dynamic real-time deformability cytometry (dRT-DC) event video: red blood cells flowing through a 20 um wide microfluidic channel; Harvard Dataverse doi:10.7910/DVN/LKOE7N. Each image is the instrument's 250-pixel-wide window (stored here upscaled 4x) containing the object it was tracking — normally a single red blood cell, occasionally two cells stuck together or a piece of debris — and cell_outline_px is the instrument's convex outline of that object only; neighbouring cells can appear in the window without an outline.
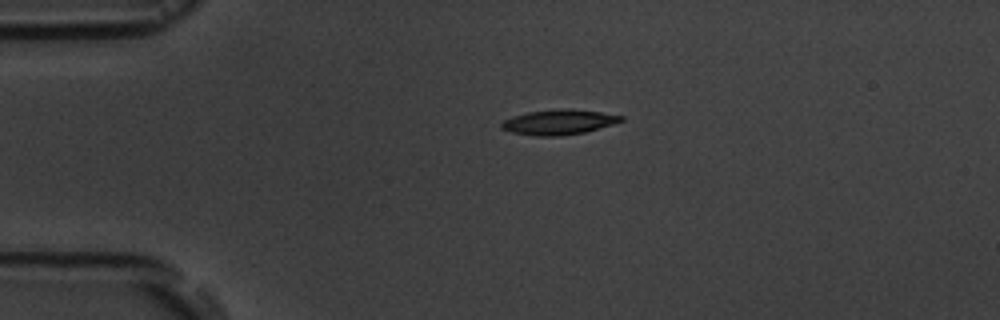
{"species": "common noctule bat (a hibernating species)", "species_latin": "Nyctalus noctula", "temperature_condition": "room temperature", "stored_images_in_passage": 5, "camera_frame_rate_fps": 3000, "um_per_image_px": 0.085, "animal": {"sex": "male", "body_mass_g": 19.5, "forearm_length_mm": 54.6}, "frame": {"image": 1, "passage_image": 3, "time_ms": 2.333, "image_size_px": [1000, 320], "cell_outline_px": [[624, 120], [612, 124], [584, 132], [560, 136], [536, 136], [512, 132], [500, 128], [500, 124], [504, 120], [512, 116], [528, 112], [564, 108], [568, 108], [600, 112], [624, 116]], "centroid_in_image_um": [47.47, 10.37], "position_along_channel_um": 37.5, "area_um2": 17.34}}
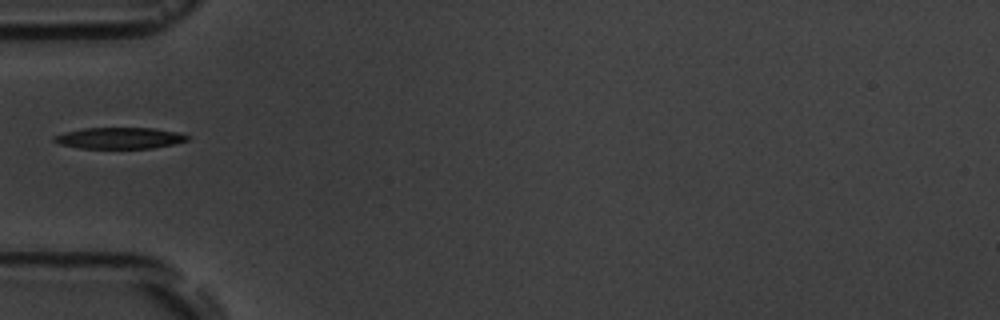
{"frame": {"image": 2, "passage_image": 5, "time_ms": 4.333, "image_size_px": [1000, 320], "cell_outline_px": [[192, 136], [188, 140], [172, 144], [152, 148], [80, 148], [60, 144], [52, 140], [52, 136], [64, 132], [84, 128], [156, 128], [176, 132]], "centroid_in_image_um": [10.15, 11.73], "position_along_channel_um": 74.9, "area_um2": 16.53}}